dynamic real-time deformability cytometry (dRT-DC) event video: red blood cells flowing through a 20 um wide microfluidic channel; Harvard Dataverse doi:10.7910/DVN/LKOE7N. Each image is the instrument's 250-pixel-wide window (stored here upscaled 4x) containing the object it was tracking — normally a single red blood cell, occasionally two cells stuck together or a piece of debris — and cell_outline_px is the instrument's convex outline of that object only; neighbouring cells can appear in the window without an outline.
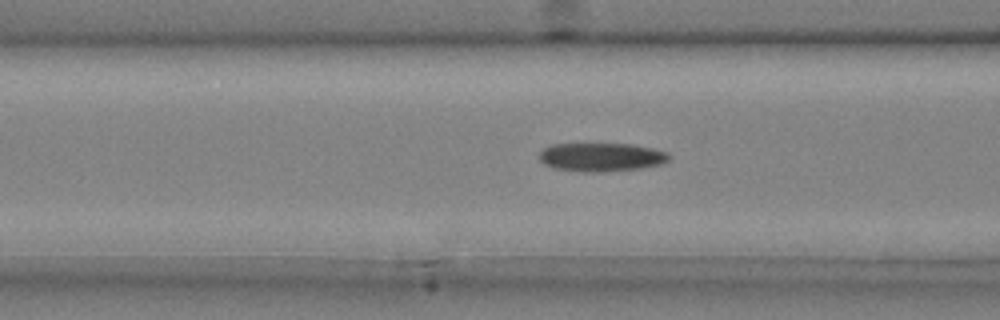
{"species": "common noctule bat (a hibernating species)", "species_latin": "Nyctalus noctula", "temperature_condition": "cold", "stored_images_in_passage": 47, "camera_frame_rate_fps": 3000, "um_per_image_px": 0.085, "animal": {"sex": "male", "body_mass_g": 20.4}, "frame": {"image": 1, "passage_image": 18, "time_ms": 5.667, "image_size_px": [1000, 320], "cell_outline_px": [[672, 156], [664, 164], [640, 168], [604, 172], [580, 172], [556, 168], [544, 164], [540, 160], [540, 152], [544, 148], [552, 144], [632, 144], [652, 148], [668, 152]], "centroid_in_image_um": [51.15, 13.36], "position_along_channel_um": 115.4, "area_um2": 21.73}}
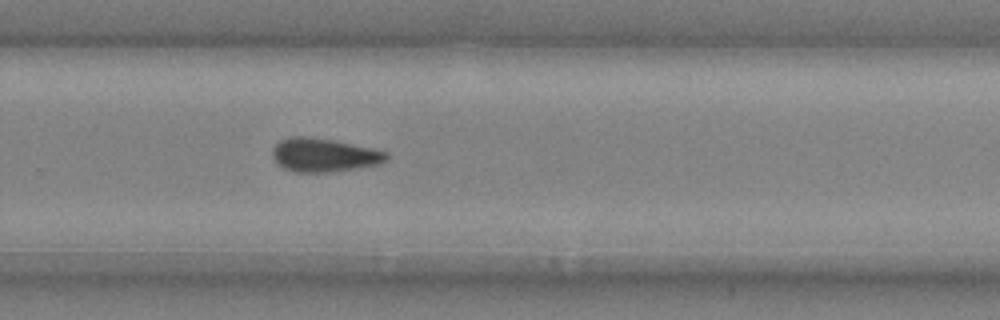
{"frame": {"image": 2, "passage_image": 32, "time_ms": 10.333, "image_size_px": [1000, 320], "cell_outline_px": [[388, 160], [380, 164], [336, 172], [296, 172], [284, 168], [276, 164], [272, 156], [272, 148], [280, 140], [292, 136], [304, 136], [332, 140], [372, 148], [388, 152]], "centroid_in_image_um": [27.54, 13.19], "position_along_channel_um": 302.3, "area_um2": 22.48}}
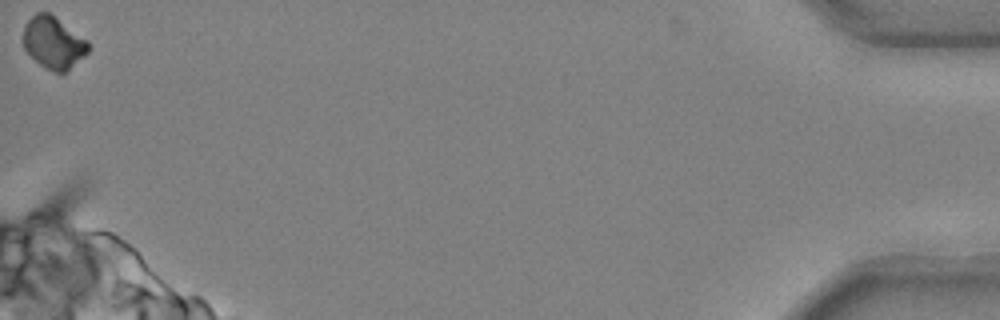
{"frame": {"image": 3, "passage_image": 47, "time_ms": 15.333, "image_size_px": [1000, 320], "cell_outline_px": [[88, 52], [64, 72], [52, 72], [44, 68], [24, 48], [20, 40], [24, 28], [28, 20], [36, 12], [48, 12], [88, 40]], "centroid_in_image_um": [4.5, 3.61], "position_along_channel_um": 430.7, "area_um2": 19.54}, "authors_computed_cell_mechanics": {"area_um2": 21.675, "velocity_mm_per_s": 4.0085, "shape_relaxation_time_tau1_ms": 5.909, "shape_relaxation_time_tau2_ms": null, "deformation_change_tau1": 0.1457, "deformation_change_tau2": null}}